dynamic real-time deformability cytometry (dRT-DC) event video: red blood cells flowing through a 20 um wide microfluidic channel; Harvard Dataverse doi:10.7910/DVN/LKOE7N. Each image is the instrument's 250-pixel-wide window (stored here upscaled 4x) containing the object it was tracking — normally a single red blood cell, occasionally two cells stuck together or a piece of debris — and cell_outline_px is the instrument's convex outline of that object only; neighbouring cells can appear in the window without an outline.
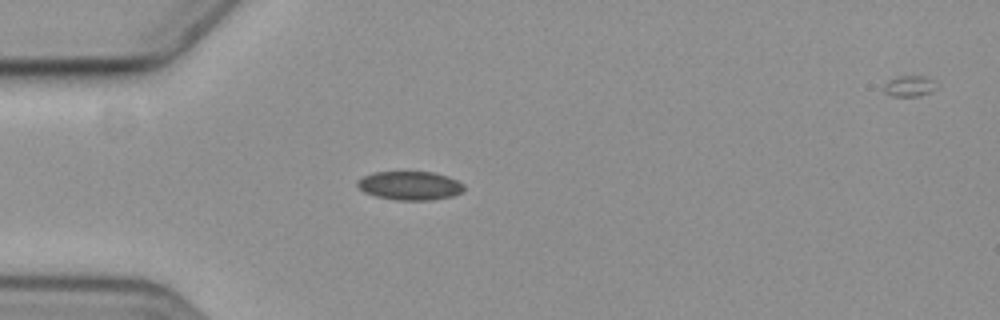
{"species": "common noctule bat (a hibernating species)", "species_latin": "Nyctalus noctula", "temperature_condition": "cold", "stored_images_in_passage": 5, "camera_frame_rate_fps": 3000, "um_per_image_px": 0.085, "animal": {"sex": "female", "body_mass_g": 19.3, "forearm_length_mm": 54.1}, "frame": {"image": 1, "passage_image": 4, "time_ms": 4.333, "image_size_px": [1000, 320], "cell_outline_px": [[464, 188], [460, 192], [452, 196], [432, 200], [396, 200], [376, 196], [364, 192], [356, 184], [356, 180], [372, 172], [432, 172], [448, 176], [464, 184]], "centroid_in_image_um": [34.82, 15.77], "position_along_channel_um": 50.2, "area_um2": 17.8}}